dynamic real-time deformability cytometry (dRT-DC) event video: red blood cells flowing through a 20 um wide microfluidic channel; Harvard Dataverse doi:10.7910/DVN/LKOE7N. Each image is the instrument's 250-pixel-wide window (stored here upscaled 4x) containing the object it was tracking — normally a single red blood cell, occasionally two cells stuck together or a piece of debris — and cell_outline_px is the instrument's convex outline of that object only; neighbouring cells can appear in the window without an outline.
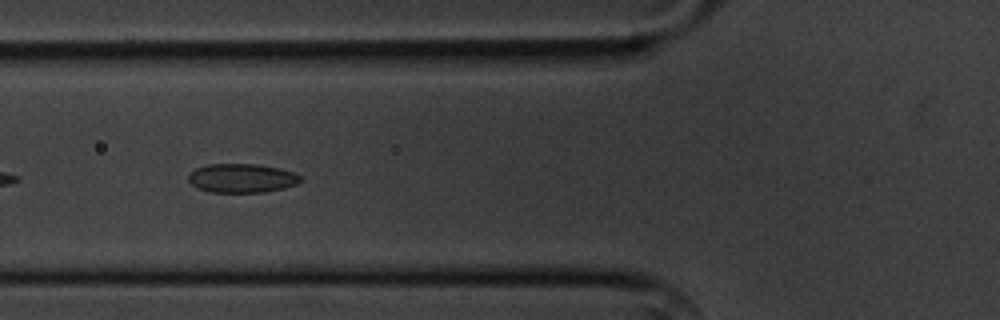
{"species": "common noctule bat (a hibernating species)", "species_latin": "Nyctalus noctula", "temperature_condition": "cold", "stored_images_in_passage": 7, "camera_frame_rate_fps": 3000, "um_per_image_px": 0.085, "animal": {"sex": "male", "body_mass_g": 20.1, "forearm_length_mm": 53.5}, "frame": {"image": 1, "passage_image": 4, "time_ms": 3.333, "image_size_px": [1000, 320], "cell_outline_px": [[300, 180], [296, 184], [284, 188], [264, 192], [212, 192], [196, 188], [188, 180], [188, 176], [196, 168], [208, 164], [256, 164], [280, 168], [292, 172], [300, 176]], "centroid_in_image_um": [20.53, 15.14], "position_along_channel_um": 105.3, "area_um2": 18.79}}
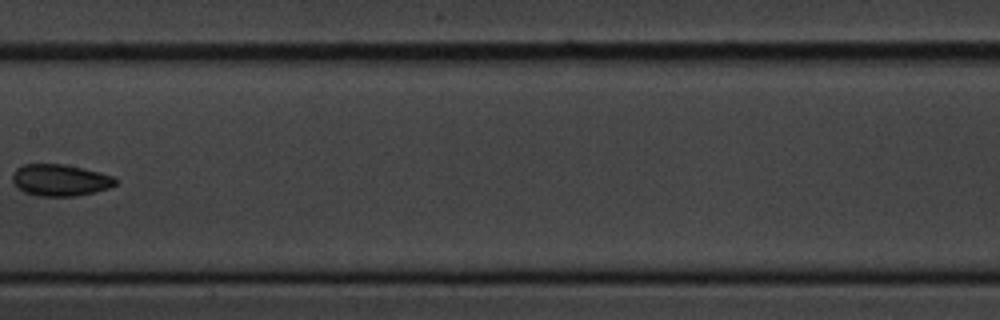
{"frame": {"image": 2, "passage_image": 6, "time_ms": 6.0, "image_size_px": [1000, 320], "cell_outline_px": [[120, 180], [116, 184], [108, 188], [76, 196], [36, 196], [24, 192], [12, 180], [12, 172], [16, 168], [24, 164], [64, 164], [84, 168], [100, 172], [112, 176]], "centroid_in_image_um": [5.12, 15.3], "position_along_channel_um": 202.3, "area_um2": 19.07}}
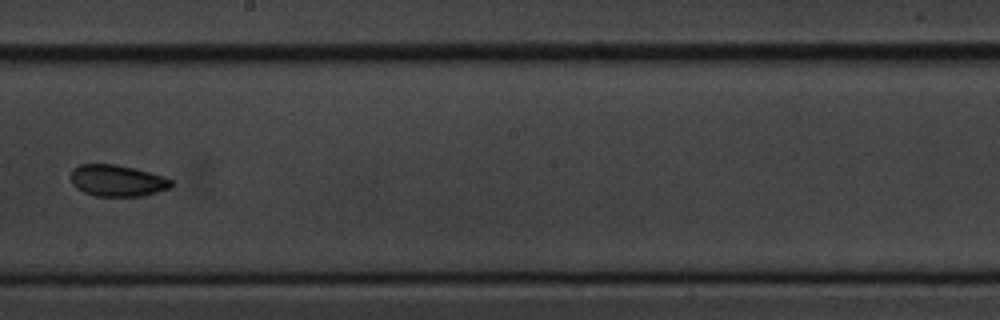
{"frame": {"image": 3, "passage_image": 7, "time_ms": 7.0, "image_size_px": [1000, 320], "cell_outline_px": [[172, 188], [144, 196], [96, 196], [84, 192], [76, 188], [72, 184], [72, 168], [80, 164], [116, 164], [148, 172], [172, 180]], "centroid_in_image_um": [9.96, 15.36], "position_along_channel_um": 238.2, "area_um2": 18.38}}